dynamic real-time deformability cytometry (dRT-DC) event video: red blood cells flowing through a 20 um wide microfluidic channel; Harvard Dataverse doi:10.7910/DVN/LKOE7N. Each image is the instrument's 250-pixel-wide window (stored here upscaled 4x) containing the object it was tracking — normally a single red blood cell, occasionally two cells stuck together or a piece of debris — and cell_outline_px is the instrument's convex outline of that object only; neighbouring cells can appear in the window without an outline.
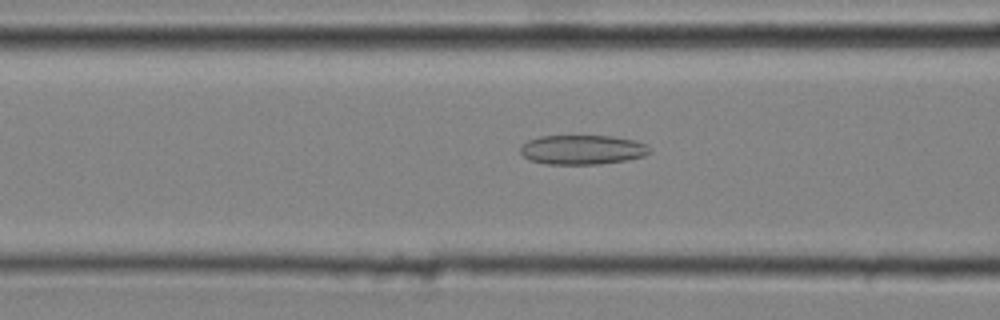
{"species": "common noctule bat (a hibernating species)", "species_latin": "Nyctalus noctula", "temperature_condition": "cold", "stored_images_in_passage": 16, "camera_frame_rate_fps": 3000, "um_per_image_px": 0.085, "animal": {"sex": "male", "body_mass_g": 20.4}, "frame": {"image": 1, "passage_image": 6, "time_ms": 1.667, "image_size_px": [1000, 320], "cell_outline_px": [[652, 152], [644, 156], [624, 160], [600, 164], [544, 164], [528, 160], [520, 152], [520, 148], [528, 140], [540, 136], [612, 136], [636, 140], [652, 148]], "centroid_in_image_um": [49.51, 12.73], "position_along_channel_um": 117.1, "area_um2": 22.31}}
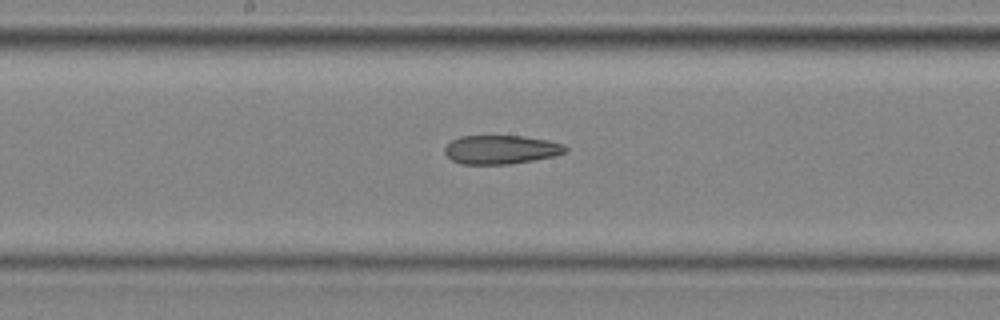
{"frame": {"image": 2, "passage_image": 12, "time_ms": 3.667, "image_size_px": [1000, 320], "cell_outline_px": [[568, 152], [556, 156], [512, 164], [460, 164], [452, 160], [444, 152], [444, 148], [452, 140], [468, 132], [524, 136], [548, 140], [564, 144], [568, 148]], "centroid_in_image_um": [42.56, 12.66], "position_along_channel_um": 205.6, "area_um2": 21.39}}
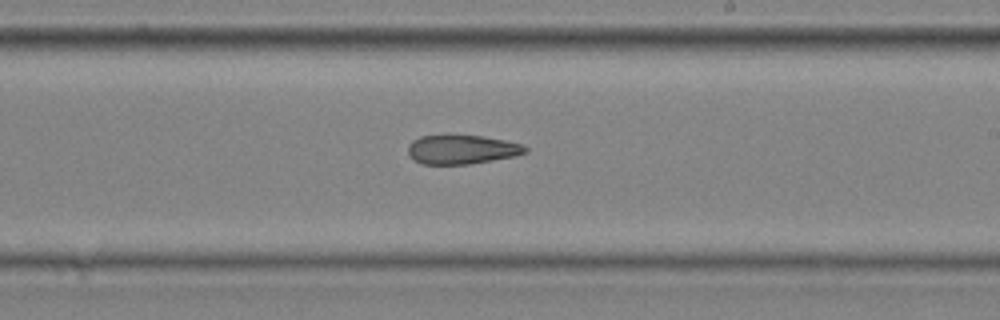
{"frame": {"image": 3, "passage_image": 15, "time_ms": 4.667, "image_size_px": [1000, 320], "cell_outline_px": [[528, 152], [516, 156], [472, 164], [420, 164], [412, 160], [408, 156], [408, 144], [412, 140], [420, 136], [440, 132], [452, 132], [484, 136], [524, 144], [528, 148]], "centroid_in_image_um": [39.21, 12.66], "position_along_channel_um": 249.8, "area_um2": 21.21}}